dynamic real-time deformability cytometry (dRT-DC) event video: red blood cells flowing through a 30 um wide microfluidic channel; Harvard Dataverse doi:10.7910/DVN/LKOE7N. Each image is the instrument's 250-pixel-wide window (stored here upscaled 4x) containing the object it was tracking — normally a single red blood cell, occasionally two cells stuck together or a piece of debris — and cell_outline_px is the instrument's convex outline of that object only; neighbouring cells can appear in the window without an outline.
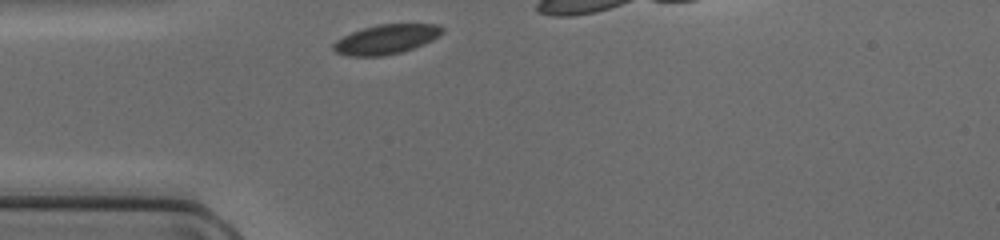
{"species": "common noctule bat (a hibernating species)", "species_latin": "Nyctalus noctula", "temperature_condition": "cold", "stored_images_in_passage": 11, "camera_frame_rate_fps": 3000, "um_per_image_px": 0.085, "animal": {"sex": "female", "body_mass_g": 17.0, "forearm_length_mm": 48.0}, "frame": {"image": 1, "passage_image": 1, "time_ms": 0.0, "image_size_px": [1000, 240], "cell_outline_px": [[444, 32], [440, 36], [424, 44], [400, 52], [384, 56], [348, 56], [336, 52], [332, 48], [332, 44], [336, 40], [352, 32], [364, 28], [380, 24], [440, 24], [444, 28]], "centroid_in_image_um": [32.85, 3.34], "position_along_channel_um": 52.2, "area_um2": 18.73}}
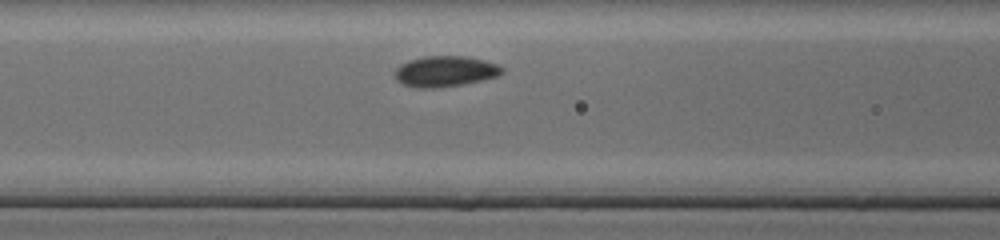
{"frame": {"image": 2, "passage_image": 7, "time_ms": 2.0, "image_size_px": [1000, 240], "cell_outline_px": [[504, 72], [500, 76], [464, 84], [436, 88], [416, 88], [404, 84], [396, 80], [396, 68], [400, 64], [408, 60], [424, 56], [468, 56], [484, 60], [496, 64], [504, 68]], "centroid_in_image_um": [37.86, 6.06], "position_along_channel_um": 128.7, "area_um2": 19.36}}
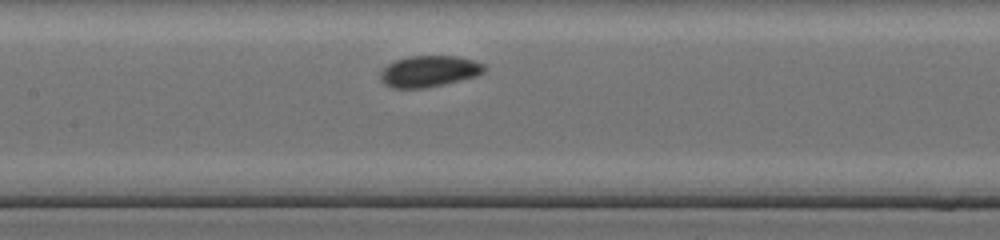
{"frame": {"image": 3, "passage_image": 10, "time_ms": 3.0, "image_size_px": [1000, 240], "cell_outline_px": [[488, 68], [484, 72], [476, 76], [460, 80], [424, 88], [392, 88], [384, 84], [380, 80], [380, 72], [388, 64], [396, 60], [408, 56], [456, 56], [472, 60], [484, 64]], "centroid_in_image_um": [36.46, 6.06], "position_along_channel_um": 170.9, "area_um2": 18.9}}